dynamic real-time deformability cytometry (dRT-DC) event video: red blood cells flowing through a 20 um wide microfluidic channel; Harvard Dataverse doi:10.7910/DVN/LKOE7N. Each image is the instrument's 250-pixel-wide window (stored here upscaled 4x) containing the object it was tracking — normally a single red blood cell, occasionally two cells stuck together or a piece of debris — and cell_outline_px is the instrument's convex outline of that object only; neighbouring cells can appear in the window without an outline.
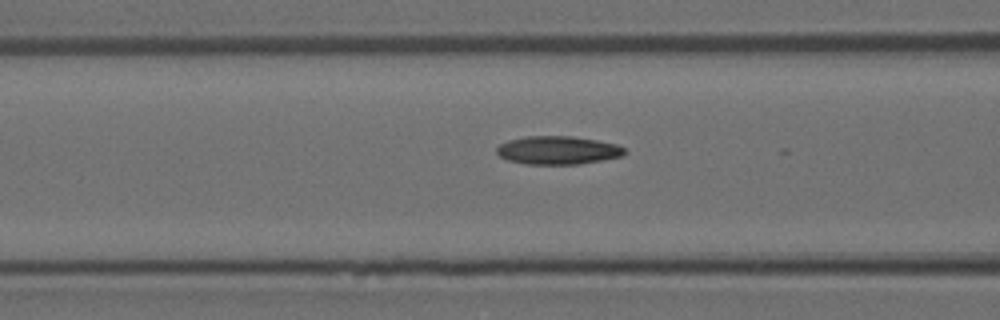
{"species": "Egyptian fruit bat (a non-hibernating species)", "species_latin": "Rousettus aegyptiacus", "temperature_condition": "room temperature", "stored_images_in_passage": 3, "camera_frame_rate_fps": 3000, "um_per_image_px": 0.085, "animal": {"sex": "female"}, "frame": {"image": 1, "passage_image": 3, "time_ms": 0.667, "image_size_px": [1000, 320], "cell_outline_px": [[624, 156], [580, 164], [528, 164], [508, 160], [500, 156], [496, 152], [496, 148], [500, 144], [508, 140], [524, 136], [572, 136], [596, 140], [616, 144], [624, 148]], "centroid_in_image_um": [47.4, 12.77], "position_along_channel_um": 119.2, "area_um2": 21.04}}